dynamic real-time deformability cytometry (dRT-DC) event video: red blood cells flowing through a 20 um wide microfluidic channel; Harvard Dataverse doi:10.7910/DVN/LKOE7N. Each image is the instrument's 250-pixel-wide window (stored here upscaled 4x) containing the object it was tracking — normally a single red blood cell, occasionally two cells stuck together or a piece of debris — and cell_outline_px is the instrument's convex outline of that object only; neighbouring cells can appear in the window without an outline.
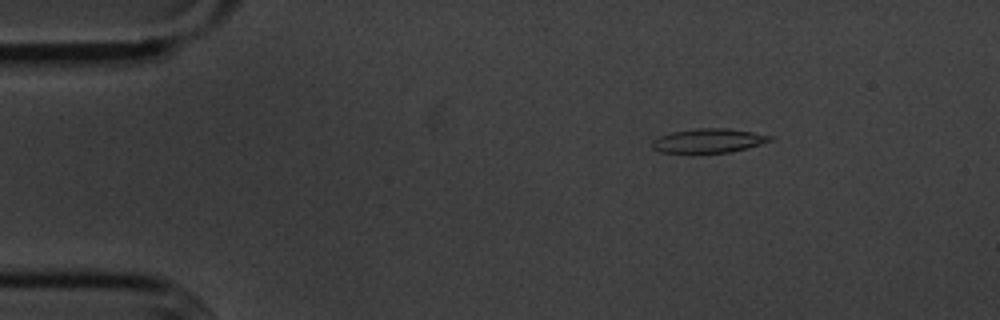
{"species": "common noctule bat (a hibernating species)", "species_latin": "Nyctalus noctula", "temperature_condition": "cold", "stored_images_in_passage": 5, "camera_frame_rate_fps": 3000, "um_per_image_px": 0.085, "animal": {"sex": "male", "body_mass_g": 20.1, "forearm_length_mm": 53.5}, "frame": {"image": 1, "passage_image": 3, "time_ms": 2.0, "image_size_px": [1000, 320], "cell_outline_px": [[772, 140], [760, 144], [728, 152], [660, 152], [652, 148], [652, 140], [660, 136], [672, 132], [696, 128], [728, 128], [752, 132], [772, 136]], "centroid_in_image_um": [60.19, 11.94], "position_along_channel_um": 24.8, "area_um2": 16.24}}